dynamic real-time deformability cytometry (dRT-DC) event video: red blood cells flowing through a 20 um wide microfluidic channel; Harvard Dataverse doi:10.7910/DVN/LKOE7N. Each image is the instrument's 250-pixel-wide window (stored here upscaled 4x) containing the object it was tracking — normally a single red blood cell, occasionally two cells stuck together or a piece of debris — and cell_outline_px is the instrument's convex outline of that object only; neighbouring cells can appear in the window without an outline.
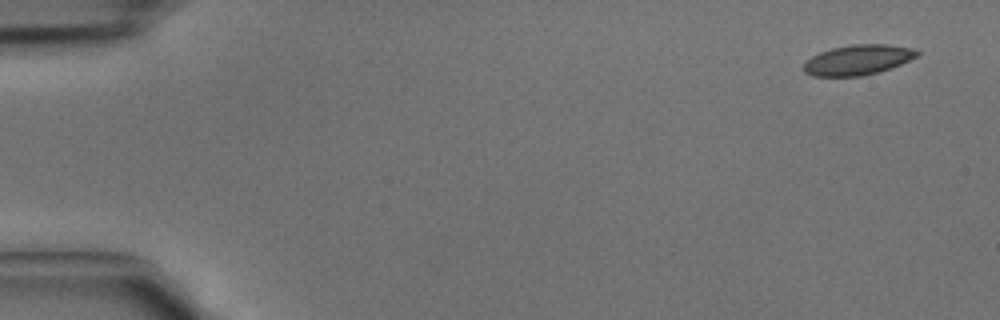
{"species": "common noctule bat (a hibernating species)", "species_latin": "Nyctalus noctula", "temperature_condition": "cold", "stored_images_in_passage": 4, "camera_frame_rate_fps": 3000, "um_per_image_px": 0.085, "animal": {"sex": "male", "body_mass_g": 15.6}, "frame": {"image": 1, "passage_image": 1, "time_ms": 0.0, "image_size_px": [1000, 320], "cell_outline_px": [[920, 56], [880, 72], [860, 76], [812, 76], [804, 72], [804, 64], [812, 56], [820, 52], [832, 48], [852, 44], [888, 44], [912, 48], [920, 52]], "centroid_in_image_um": [72.95, 5.09], "position_along_channel_um": 12.0, "area_um2": 19.94}}
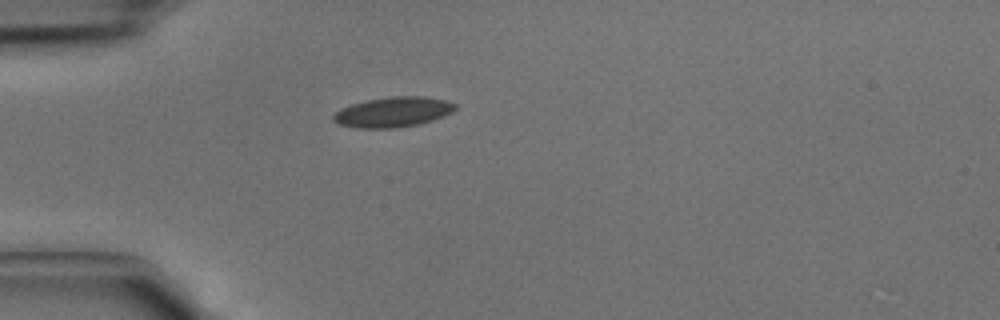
{"frame": {"image": 2, "passage_image": 4, "time_ms": 1.0, "image_size_px": [1000, 320], "cell_outline_px": [[456, 108], [452, 112], [444, 116], [432, 120], [416, 124], [396, 128], [356, 128], [340, 124], [332, 120], [332, 116], [340, 108], [352, 104], [368, 100], [392, 96], [424, 96], [448, 100], [456, 104]], "centroid_in_image_um": [33.42, 9.52], "position_along_channel_um": 51.6, "area_um2": 21.39}}